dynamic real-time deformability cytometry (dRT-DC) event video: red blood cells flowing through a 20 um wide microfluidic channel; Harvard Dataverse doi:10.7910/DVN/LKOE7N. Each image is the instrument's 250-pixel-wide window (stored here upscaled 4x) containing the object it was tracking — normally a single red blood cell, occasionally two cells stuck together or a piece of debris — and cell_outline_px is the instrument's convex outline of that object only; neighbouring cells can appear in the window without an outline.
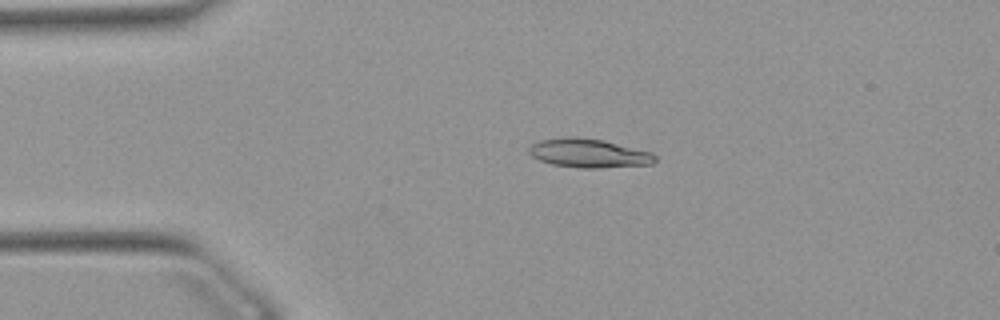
{"species": "Egyptian fruit bat (a non-hibernating species)", "species_latin": "Rousettus aegyptiacus", "temperature_condition": "warm", "stored_images_in_passage": 43, "camera_frame_rate_fps": 3000, "um_per_image_px": 0.085, "animal": {"sex": "female"}, "frame": {"image": 1, "passage_image": 2, "time_ms": 0.333, "image_size_px": [1000, 320], "cell_outline_px": [[656, 160], [652, 164], [596, 168], [580, 168], [552, 164], [540, 160], [532, 156], [528, 152], [528, 148], [532, 144], [540, 140], [564, 136], [572, 136], [604, 140], [652, 152], [656, 156]], "centroid_in_image_um": [50.03, 13.01], "position_along_channel_um": 35.0, "area_um2": 21.27}}
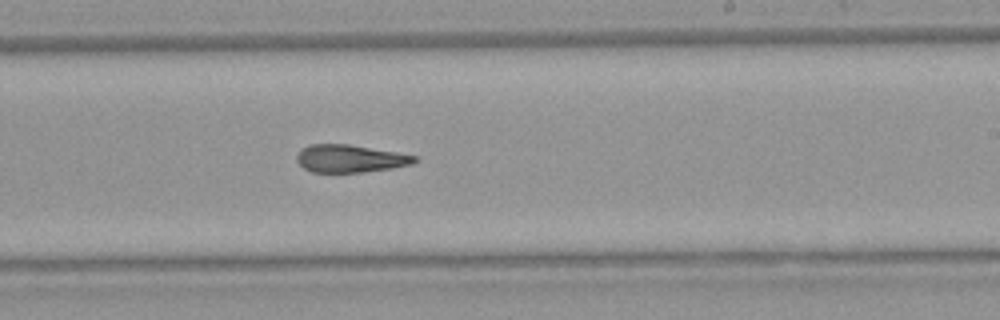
{"frame": {"image": 2, "passage_image": 22, "time_ms": 7.0, "image_size_px": [1000, 320], "cell_outline_px": [[420, 160], [412, 164], [392, 168], [360, 172], [312, 172], [304, 168], [296, 160], [296, 156], [300, 148], [312, 144], [348, 144], [396, 152], [416, 156]], "centroid_in_image_um": [29.75, 13.47], "position_along_channel_um": 259.3, "area_um2": 18.96}}
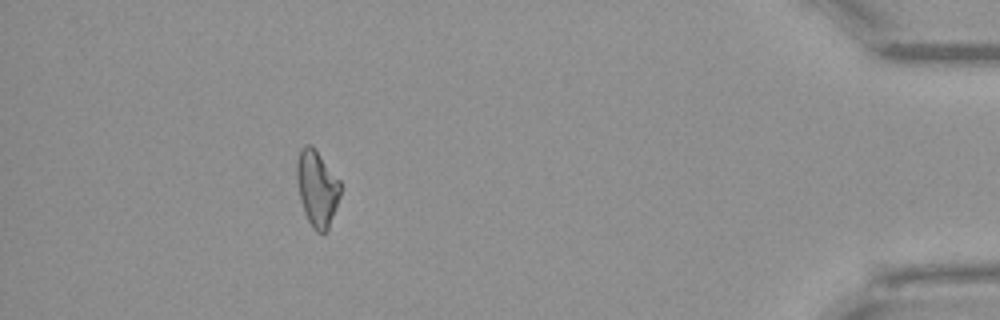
{"frame": {"image": 3, "passage_image": 38, "time_ms": 12.333, "image_size_px": [1000, 320], "cell_outline_px": [[340, 196], [328, 232], [316, 232], [312, 228], [304, 212], [300, 200], [296, 180], [296, 164], [300, 148], [304, 144], [312, 144], [340, 180]], "centroid_in_image_um": [26.94, 15.99], "position_along_channel_um": 408.3, "area_um2": 19.65}, "authors_computed_cell_mechanics": {"area_um2": 19.8832, "velocity_mm_per_s": 3.8997, "shape_relaxation_time_tau1_ms": null, "shape_relaxation_time_tau2_ms": 4.5192, "deformation_change_tau1": null, "deformation_change_tau2": 0.1445}}